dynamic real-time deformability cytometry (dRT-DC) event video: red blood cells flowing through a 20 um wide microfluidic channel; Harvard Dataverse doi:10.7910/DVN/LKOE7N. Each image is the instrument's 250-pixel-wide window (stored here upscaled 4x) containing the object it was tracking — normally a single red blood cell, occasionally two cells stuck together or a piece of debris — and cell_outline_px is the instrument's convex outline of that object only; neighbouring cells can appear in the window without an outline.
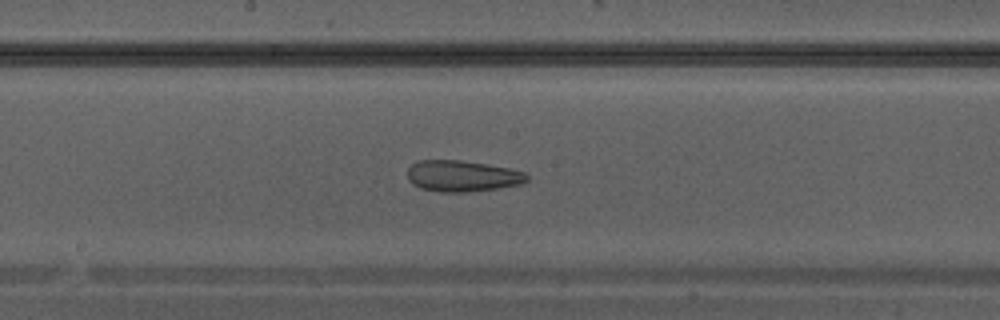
{"species": "Egyptian fruit bat (a non-hibernating species)", "species_latin": "Rousettus aegyptiacus", "temperature_condition": "warm", "stored_images_in_passage": 33, "camera_frame_rate_fps": 3000, "um_per_image_px": 0.085, "animal": {"sex": "male"}, "frame": {"image": 1, "passage_image": 15, "time_ms": 4.667, "image_size_px": [1000, 320], "cell_outline_px": [[528, 180], [520, 184], [496, 188], [468, 192], [440, 192], [420, 188], [412, 184], [408, 180], [408, 168], [412, 164], [420, 160], [460, 160], [488, 164], [508, 168], [524, 172], [528, 176]], "centroid_in_image_um": [39.27, 14.96], "position_along_channel_um": 208.9, "area_um2": 21.68}}
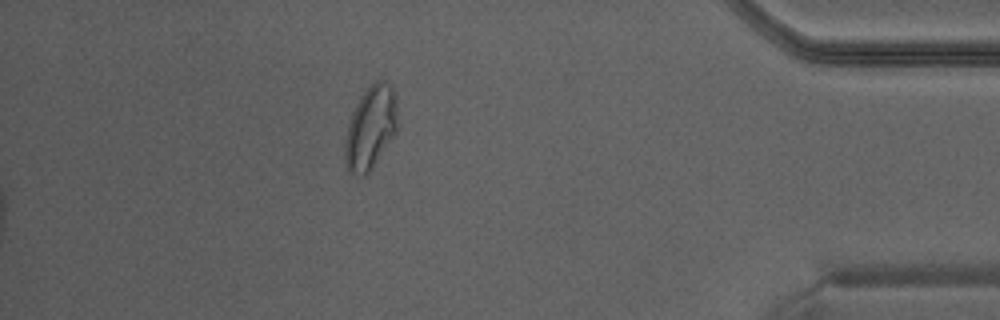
{"frame": {"image": 2, "passage_image": 33, "time_ms": 10.667, "image_size_px": [1000, 320], "cell_outline_px": [[400, 128], [368, 176], [364, 176], [348, 172], [344, 160], [344, 148], [348, 124], [352, 112], [360, 96], [368, 84], [376, 80], [384, 80], [392, 88], [396, 96]], "centroid_in_image_um": [31.54, 10.86], "position_along_channel_um": 403.7, "area_um2": 26.47}}